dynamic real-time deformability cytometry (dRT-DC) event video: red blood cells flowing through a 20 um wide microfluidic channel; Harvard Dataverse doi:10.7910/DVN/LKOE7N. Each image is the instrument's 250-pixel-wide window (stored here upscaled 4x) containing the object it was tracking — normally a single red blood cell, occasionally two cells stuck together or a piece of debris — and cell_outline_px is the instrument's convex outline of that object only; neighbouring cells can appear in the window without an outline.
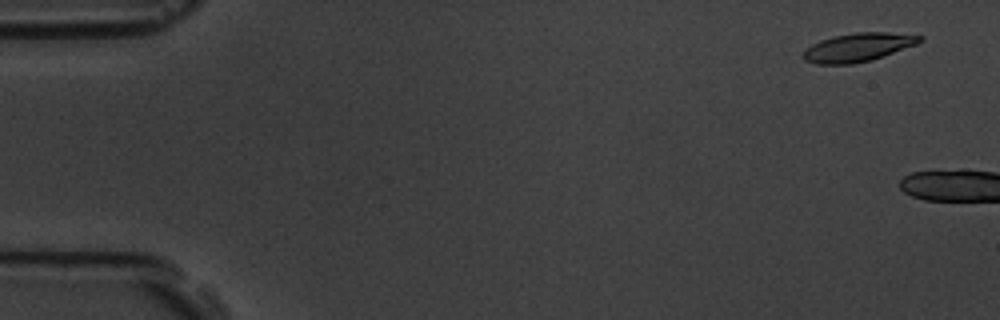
{"species": "common noctule bat (a hibernating species)", "species_latin": "Nyctalus noctula", "temperature_condition": "room temperature", "stored_images_in_passage": 4, "camera_frame_rate_fps": 3000, "um_per_image_px": 0.085, "animal": {"sex": "male", "body_mass_g": 19.5, "forearm_length_mm": 54.6}, "frame": {"image": 1, "passage_image": 1, "time_ms": 0.0, "image_size_px": [1000, 320], "cell_outline_px": [[924, 40], [916, 44], [884, 56], [872, 60], [852, 64], [816, 64], [804, 60], [800, 56], [804, 48], [820, 40], [832, 36], [856, 32], [888, 32], [924, 36]], "centroid_in_image_um": [72.89, 4.02], "position_along_channel_um": 12.1, "area_um2": 19.65}}